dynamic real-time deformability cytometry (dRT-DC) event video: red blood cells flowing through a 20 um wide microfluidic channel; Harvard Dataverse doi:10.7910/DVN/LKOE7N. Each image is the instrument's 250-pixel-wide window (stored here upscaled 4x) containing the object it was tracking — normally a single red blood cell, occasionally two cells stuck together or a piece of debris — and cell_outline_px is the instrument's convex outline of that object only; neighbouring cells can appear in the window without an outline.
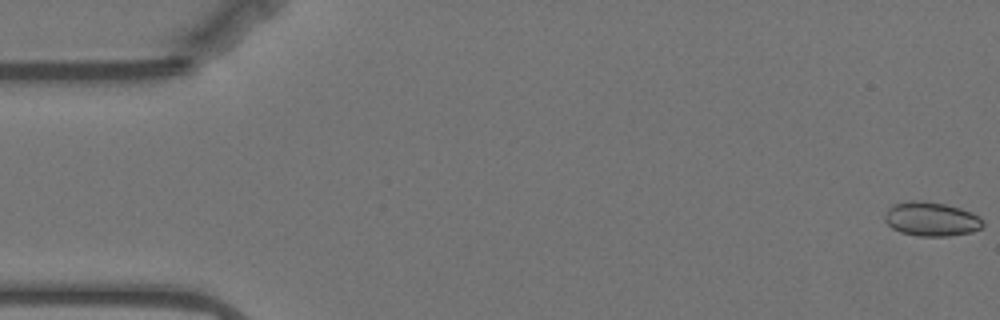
{"species": "Egyptian fruit bat (a non-hibernating species)", "species_latin": "Rousettus aegyptiacus", "temperature_condition": "warm", "stored_images_in_passage": 57, "camera_frame_rate_fps": 3000, "um_per_image_px": 0.085, "animal": {"sex": "female"}, "frame": {"image": 1, "passage_image": 1, "time_ms": 0.0, "image_size_px": [1000, 320], "cell_outline_px": [[984, 224], [980, 228], [972, 232], [948, 236], [920, 236], [900, 232], [892, 228], [884, 220], [884, 216], [888, 208], [892, 204], [908, 200], [920, 200], [944, 204], [960, 208], [980, 216], [984, 220]], "centroid_in_image_um": [79.15, 18.61], "position_along_channel_um": 5.9, "area_um2": 19.65}}
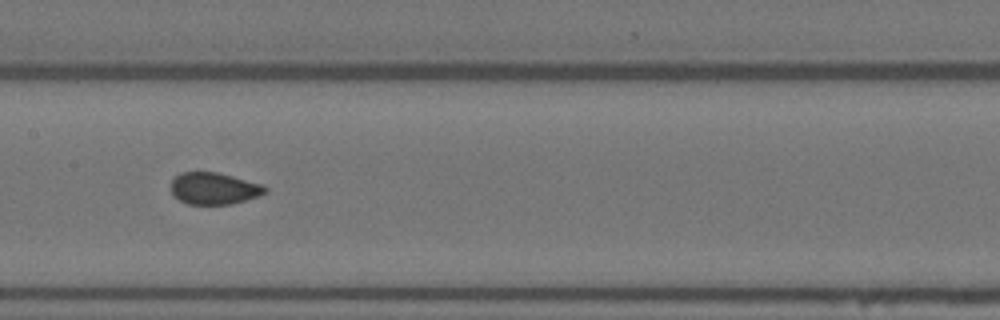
{"frame": {"image": 2, "passage_image": 28, "time_ms": 9.0, "image_size_px": [1000, 320], "cell_outline_px": [[268, 192], [232, 204], [188, 204], [172, 196], [172, 180], [180, 172], [216, 172], [264, 184], [268, 188]], "centroid_in_image_um": [18.2, 16.01], "position_along_channel_um": 189.2, "area_um2": 17.46}}
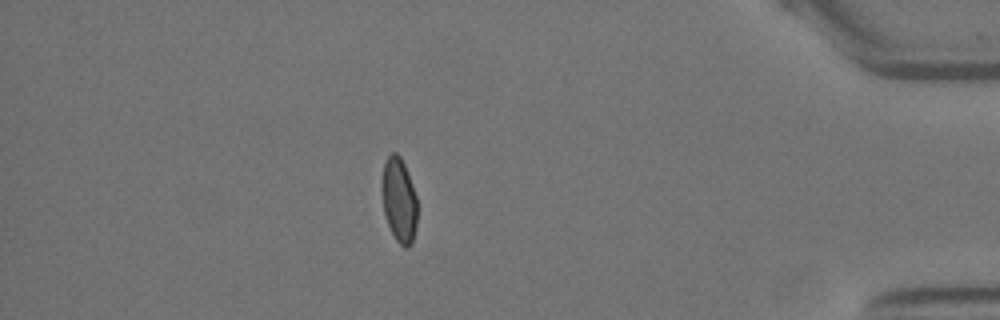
{"frame": {"image": 3, "passage_image": 50, "time_ms": 16.333, "image_size_px": [1000, 320], "cell_outline_px": [[416, 228], [412, 244], [408, 248], [404, 248], [396, 240], [388, 224], [384, 212], [380, 192], [380, 184], [384, 164], [388, 156], [392, 152], [396, 152], [400, 156], [408, 172], [416, 196]], "centroid_in_image_um": [33.9, 17.0], "position_along_channel_um": 401.3, "area_um2": 17.69}}